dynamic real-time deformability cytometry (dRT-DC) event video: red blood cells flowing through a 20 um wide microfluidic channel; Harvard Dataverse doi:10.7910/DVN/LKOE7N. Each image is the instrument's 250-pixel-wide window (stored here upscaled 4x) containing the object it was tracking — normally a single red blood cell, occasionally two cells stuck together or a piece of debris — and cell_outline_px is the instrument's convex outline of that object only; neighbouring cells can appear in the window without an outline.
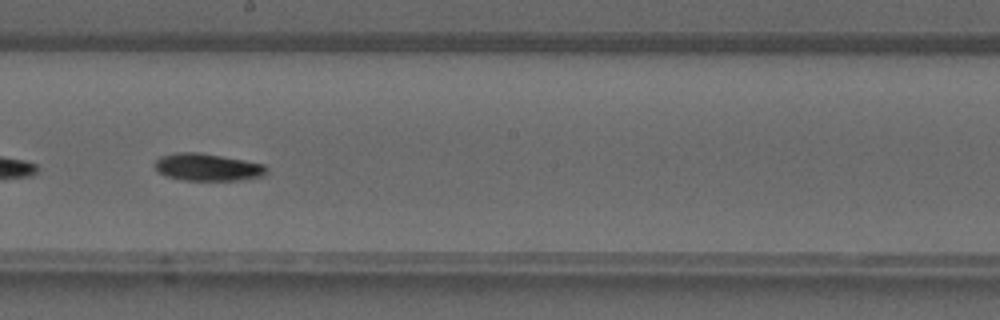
{"species": "common noctule bat (a hibernating species)", "species_latin": "Nyctalus noctula", "temperature_condition": "warm", "stored_images_in_passage": 25, "camera_frame_rate_fps": 3000, "um_per_image_px": 0.085, "animal": {"sex": "male", "forearm_length_mm": 52.5}, "frame": {"image": 1, "passage_image": 15, "time_ms": 4.667, "image_size_px": [1000, 320], "cell_outline_px": [[268, 172], [264, 176], [240, 180], [184, 180], [168, 176], [160, 172], [156, 168], [156, 160], [160, 156], [176, 152], [200, 152], [244, 160], [264, 164], [268, 168]], "centroid_in_image_um": [17.69, 14.2], "position_along_channel_um": 230.5, "area_um2": 17.74}}